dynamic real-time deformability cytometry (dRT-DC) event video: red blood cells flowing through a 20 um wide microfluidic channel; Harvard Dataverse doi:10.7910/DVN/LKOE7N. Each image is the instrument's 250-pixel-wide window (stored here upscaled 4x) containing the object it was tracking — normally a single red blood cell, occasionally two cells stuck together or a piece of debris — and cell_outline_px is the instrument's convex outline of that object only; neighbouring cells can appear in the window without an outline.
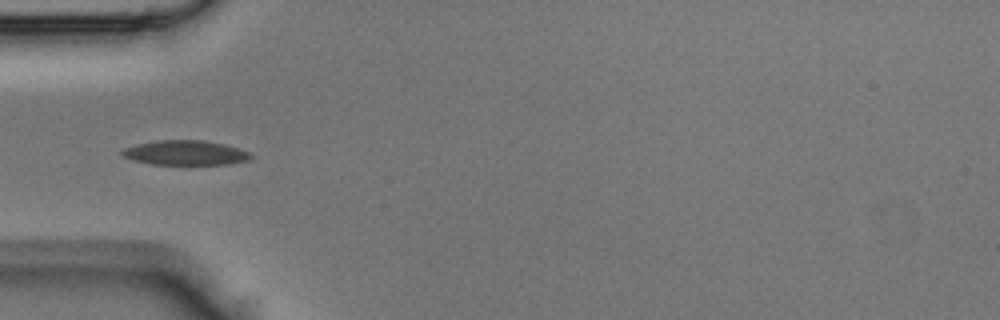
{"species": "Egyptian fruit bat (a non-hibernating species)", "species_latin": "Rousettus aegyptiacus", "temperature_condition": "room temperature", "stored_images_in_passage": 32, "camera_frame_rate_fps": 3000, "um_per_image_px": 0.085, "animal": {"sex": "male"}, "frame": {"image": 1, "passage_image": 2, "time_ms": 0.333, "image_size_px": [1000, 320], "cell_outline_px": [[252, 156], [248, 160], [228, 164], [152, 164], [132, 160], [124, 156], [120, 152], [124, 148], [136, 144], [156, 140], [204, 140], [224, 144], [248, 152]], "centroid_in_image_um": [15.71, 12.98], "position_along_channel_um": 69.3, "area_um2": 18.32}}
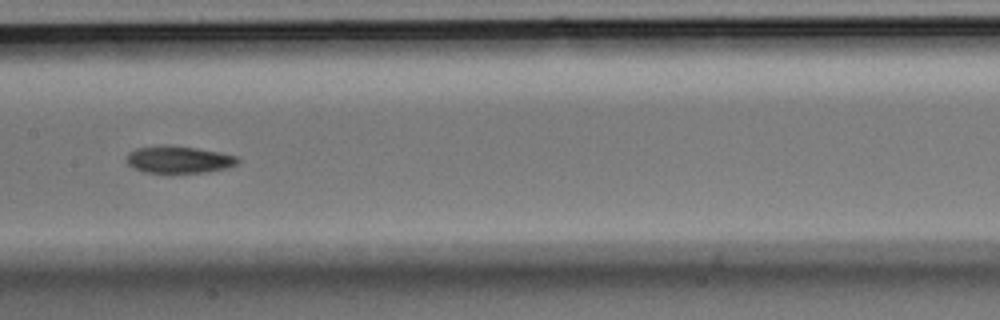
{"frame": {"image": 2, "passage_image": 10, "time_ms": 3.0, "image_size_px": [1000, 320], "cell_outline_px": [[240, 160], [236, 164], [228, 168], [204, 172], [168, 176], [144, 172], [132, 168], [128, 164], [128, 152], [136, 148], [160, 144], [196, 148], [220, 152], [236, 156]], "centroid_in_image_um": [15.15, 13.6], "position_along_channel_um": 192.2, "area_um2": 18.38}}
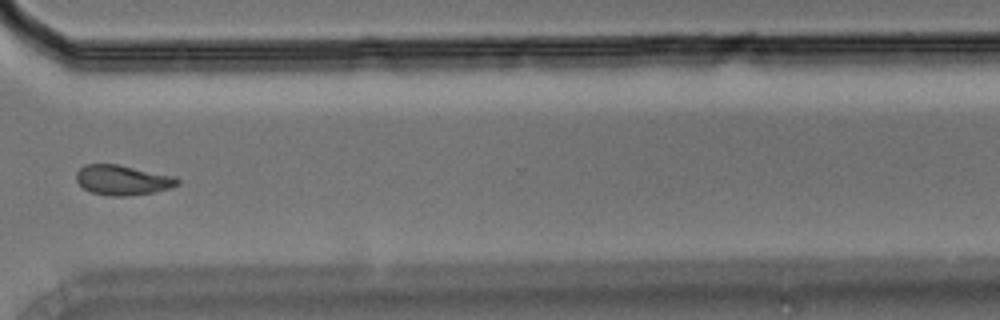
{"frame": {"image": 3, "passage_image": 21, "time_ms": 6.667, "image_size_px": [1000, 320], "cell_outline_px": [[180, 184], [168, 188], [152, 192], [128, 196], [108, 196], [92, 192], [84, 188], [76, 180], [76, 172], [84, 164], [116, 164], [176, 176], [180, 180]], "centroid_in_image_um": [10.42, 15.3], "position_along_channel_um": 360.2, "area_um2": 17.63}}